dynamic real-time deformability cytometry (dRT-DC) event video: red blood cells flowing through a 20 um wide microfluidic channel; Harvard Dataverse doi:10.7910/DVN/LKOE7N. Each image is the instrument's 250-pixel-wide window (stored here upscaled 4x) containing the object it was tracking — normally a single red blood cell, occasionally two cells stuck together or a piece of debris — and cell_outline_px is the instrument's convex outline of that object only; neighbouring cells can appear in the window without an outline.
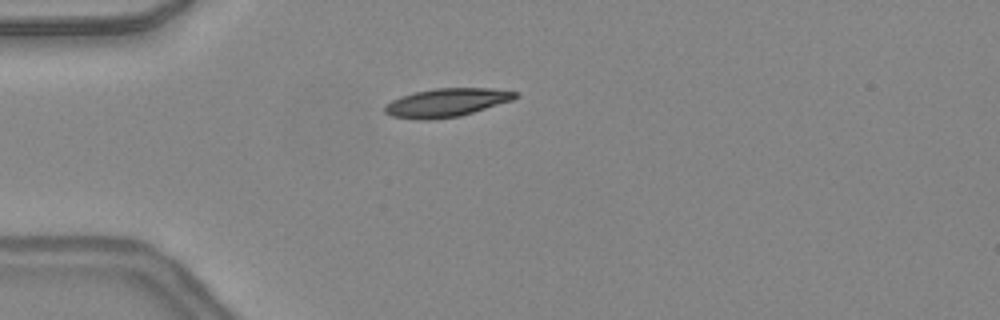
{"species": "common noctule bat (a hibernating species)", "species_latin": "Nyctalus noctula", "temperature_condition": "warm", "stored_images_in_passage": 28, "camera_frame_rate_fps": 3000, "um_per_image_px": 0.085, "animal": {"sex": "female", "body_mass_g": 24.6, "forearm_length_mm": 56.2}, "frame": {"image": 1, "passage_image": 3, "time_ms": 0.667, "image_size_px": [1000, 320], "cell_outline_px": [[520, 96], [512, 100], [460, 116], [428, 120], [420, 120], [392, 116], [384, 112], [384, 104], [400, 96], [416, 92], [436, 88], [492, 88], [516, 92]], "centroid_in_image_um": [37.93, 8.72], "position_along_channel_um": 47.1, "area_um2": 21.56}}
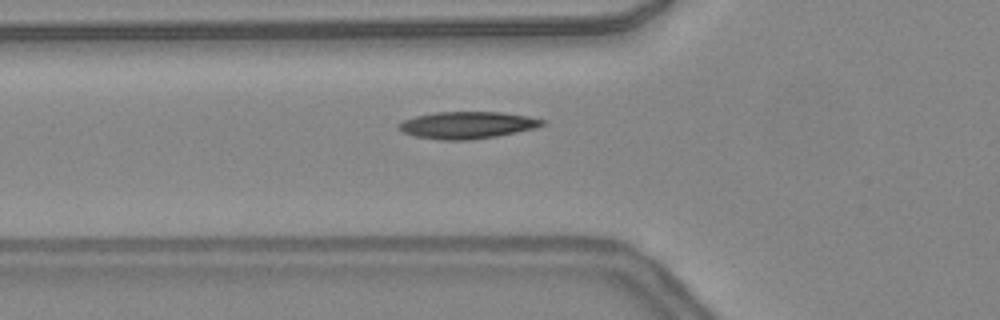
{"frame": {"image": 2, "passage_image": 7, "time_ms": 2.0, "image_size_px": [1000, 320], "cell_outline_px": [[548, 124], [536, 128], [496, 136], [472, 140], [440, 140], [416, 136], [404, 132], [396, 128], [396, 124], [404, 120], [416, 116], [436, 112], [504, 112], [528, 116], [544, 120]], "centroid_in_image_um": [39.73, 10.63], "position_along_channel_um": 86.1, "area_um2": 22.72}}
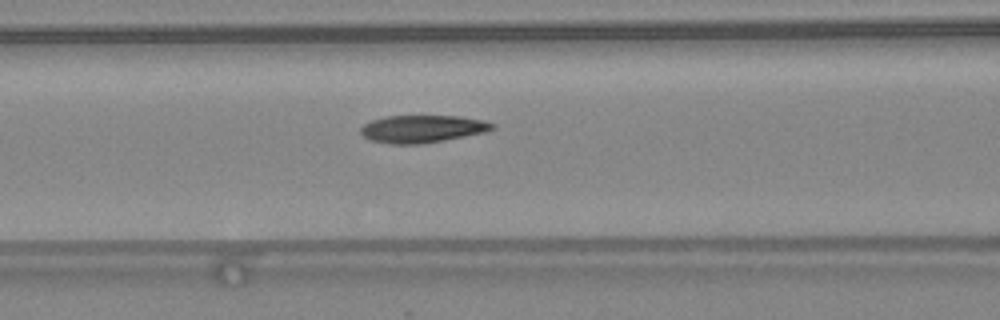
{"frame": {"image": 3, "passage_image": 10, "time_ms": 3.0, "image_size_px": [1000, 320], "cell_outline_px": [[496, 128], [484, 132], [444, 140], [420, 144], [388, 144], [368, 140], [360, 132], [360, 128], [364, 124], [372, 120], [384, 116], [460, 116], [484, 120], [496, 124]], "centroid_in_image_um": [35.88, 10.95], "position_along_channel_um": 130.7, "area_um2": 21.21}, "authors_computed_cell_mechanics": {"area_um2": 21.6172, "velocity_mm_per_s": 4.3783, "shape_relaxation_time_tau1_ms": 6.8039, "shape_relaxation_time_tau2_ms": 1.1898, "deformation_change_tau1": 0.2081, "deformation_change_tau2": 0.0603}}